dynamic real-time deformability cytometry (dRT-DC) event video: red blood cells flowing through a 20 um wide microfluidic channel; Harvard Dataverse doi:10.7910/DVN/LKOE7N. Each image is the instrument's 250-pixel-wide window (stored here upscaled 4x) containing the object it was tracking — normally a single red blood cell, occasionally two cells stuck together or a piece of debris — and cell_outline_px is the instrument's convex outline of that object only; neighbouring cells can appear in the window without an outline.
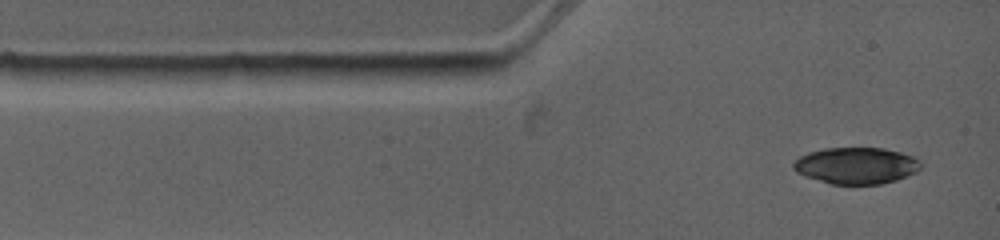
{"species": "common noctule bat (a hibernating species)", "species_latin": "Nyctalus noctula", "temperature_condition": "warm", "stored_images_in_passage": 2, "camera_frame_rate_fps": 4500, "um_per_image_px": 0.085, "animal": {"sex": "female", "body_mass_g": 19.0, "forearm_length_mm": 53.3}, "frame": {"image": 1, "passage_image": 1, "time_ms": 0.0, "image_size_px": [1000, 240], "cell_outline_px": [[920, 168], [916, 172], [896, 180], [880, 184], [832, 184], [796, 172], [792, 168], [792, 164], [800, 156], [808, 152], [824, 148], [884, 148], [900, 152], [912, 156], [920, 160]], "centroid_in_image_um": [72.78, 14.07], "position_along_channel_um": 12.2, "area_um2": 26.93}}